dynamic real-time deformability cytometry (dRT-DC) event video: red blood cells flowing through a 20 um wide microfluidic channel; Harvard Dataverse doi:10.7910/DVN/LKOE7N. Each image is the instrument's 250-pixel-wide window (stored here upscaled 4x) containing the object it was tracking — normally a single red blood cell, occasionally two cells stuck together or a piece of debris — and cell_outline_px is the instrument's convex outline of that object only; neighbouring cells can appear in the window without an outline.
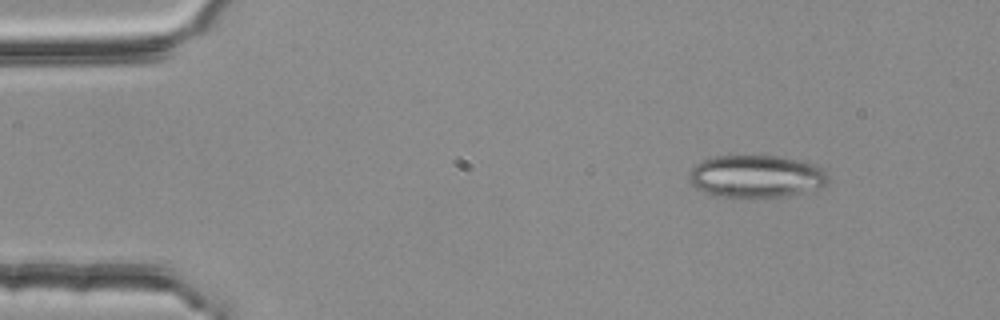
{"species": "common noctule bat (a hibernating species)", "species_latin": "Nyctalus noctula", "temperature_condition": "room temperature", "stored_images_in_passage": 3, "segment_of_instrument_passage": [1, 2], "camera_frame_rate_fps": 3000, "um_per_image_px": 0.085, "animal": {"sex": "female", "body_mass_g": 25.1}, "frame": {"image": 1, "passage_image": 1, "time_ms": 0.0, "image_size_px": [1000, 320], "cell_outline_px": [[828, 184], [820, 188], [788, 196], [712, 196], [696, 188], [688, 180], [688, 172], [696, 164], [704, 160], [716, 156], [776, 156], [800, 160], [824, 168], [828, 172]], "centroid_in_image_um": [64.29, 14.98], "position_along_channel_um": 20.7, "area_um2": 34.45}}